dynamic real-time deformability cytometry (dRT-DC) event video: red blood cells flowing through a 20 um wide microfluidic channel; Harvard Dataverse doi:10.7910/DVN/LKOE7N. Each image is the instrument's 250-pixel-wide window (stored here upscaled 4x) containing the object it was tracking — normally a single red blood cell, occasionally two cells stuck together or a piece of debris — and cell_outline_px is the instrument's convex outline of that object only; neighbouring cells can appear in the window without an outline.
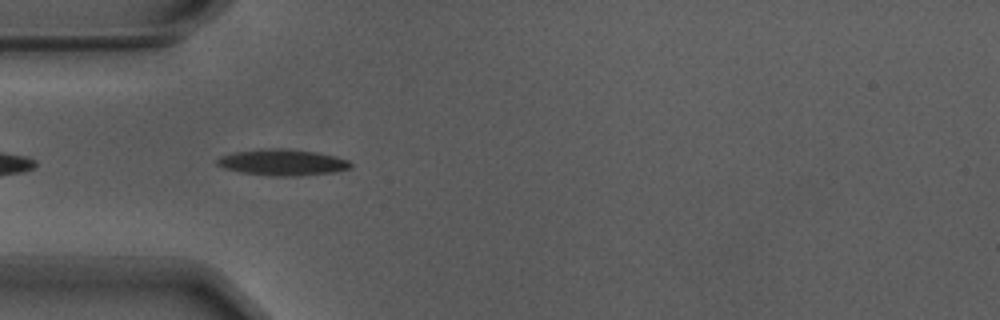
{"species": "Egyptian fruit bat (a non-hibernating species)", "species_latin": "Rousettus aegyptiacus", "temperature_condition": "warm", "stored_images_in_passage": 42, "camera_frame_rate_fps": 3000, "um_per_image_px": 0.085, "animal": {"sex": "male"}, "frame": {"image": 1, "passage_image": 3, "time_ms": 0.667, "image_size_px": [1000, 320], "cell_outline_px": [[352, 164], [348, 168], [336, 172], [296, 176], [272, 176], [240, 172], [224, 168], [216, 164], [216, 160], [220, 156], [232, 152], [264, 148], [284, 148], [316, 152], [336, 156], [348, 160]], "centroid_in_image_um": [23.98, 13.79], "position_along_channel_um": 61.0, "area_um2": 20.52}}
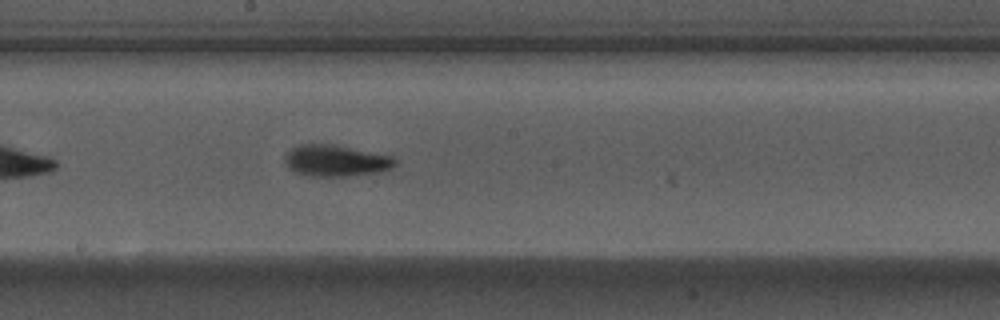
{"frame": {"image": 2, "passage_image": 16, "time_ms": 5.0, "image_size_px": [1000, 320], "cell_outline_px": [[396, 164], [392, 168], [372, 172], [348, 176], [308, 176], [296, 172], [288, 168], [284, 160], [284, 156], [292, 148], [300, 144], [336, 144], [392, 156], [396, 160]], "centroid_in_image_um": [28.51, 13.64], "position_along_channel_um": 219.7, "area_um2": 20.11}}
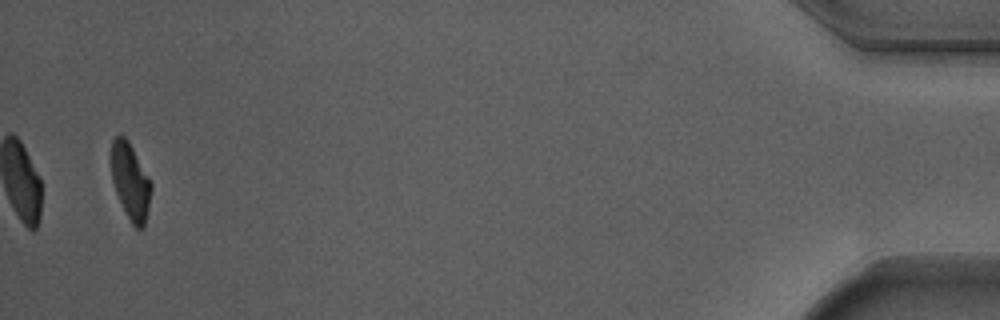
{"frame": {"image": 3, "passage_image": 40, "time_ms": 13.0, "image_size_px": [1000, 320], "cell_outline_px": [[152, 188], [144, 228], [136, 228], [132, 224], [116, 192], [112, 180], [112, 140], [116, 136], [124, 136], [128, 140], [148, 176], [152, 184]], "centroid_in_image_um": [11.1, 15.42], "position_along_channel_um": 424.1, "area_um2": 17.28}, "authors_computed_cell_mechanics": {"area_um2": 19.363, "velocity_mm_per_s": 3.7012, "shape_relaxation_time_tau1_ms": 3.4436, "shape_relaxation_time_tau2_ms": 1.6545, "deformation_change_tau1": 0.1529, "deformation_change_tau2": 0.0778}}